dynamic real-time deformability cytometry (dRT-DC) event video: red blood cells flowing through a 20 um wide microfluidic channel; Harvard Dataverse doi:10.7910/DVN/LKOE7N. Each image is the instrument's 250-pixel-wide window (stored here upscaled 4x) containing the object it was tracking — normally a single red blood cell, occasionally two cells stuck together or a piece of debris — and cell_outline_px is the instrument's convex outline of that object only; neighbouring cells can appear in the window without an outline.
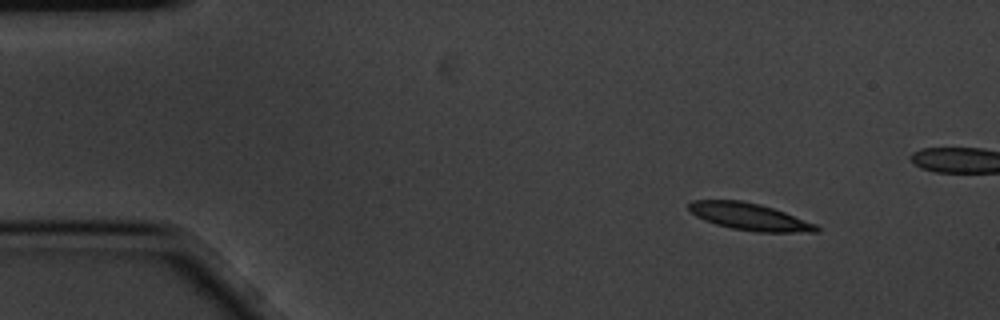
{"species": "common noctule bat (a hibernating species)", "species_latin": "Nyctalus noctula", "temperature_condition": "cold", "stored_images_in_passage": 4, "camera_frame_rate_fps": 3000, "um_per_image_px": 0.085, "animal": {"sex": "male", "body_mass_g": 20.1, "forearm_length_mm": 53.5}, "frame": {"image": 1, "passage_image": 1, "time_ms": 0.0, "image_size_px": [1000, 320], "cell_outline_px": [[820, 232], [756, 232], [732, 228], [716, 224], [704, 220], [696, 216], [688, 208], [688, 204], [692, 200], [740, 200], [760, 204], [784, 212], [816, 224], [820, 228]], "centroid_in_image_um": [63.71, 18.42], "position_along_channel_um": 21.3, "area_um2": 20.0}}